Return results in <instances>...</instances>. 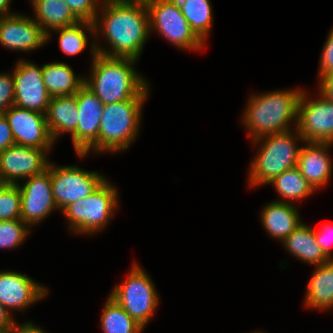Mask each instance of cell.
Here are the masks:
<instances>
[{
    "label": "cell",
    "mask_w": 333,
    "mask_h": 333,
    "mask_svg": "<svg viewBox=\"0 0 333 333\" xmlns=\"http://www.w3.org/2000/svg\"><path fill=\"white\" fill-rule=\"evenodd\" d=\"M147 99H130L104 104L99 128L98 153L127 150L135 140Z\"/></svg>",
    "instance_id": "cell-5"
},
{
    "label": "cell",
    "mask_w": 333,
    "mask_h": 333,
    "mask_svg": "<svg viewBox=\"0 0 333 333\" xmlns=\"http://www.w3.org/2000/svg\"><path fill=\"white\" fill-rule=\"evenodd\" d=\"M117 206V188L106 179L88 197L68 204L61 211L69 222V230L90 235L107 227Z\"/></svg>",
    "instance_id": "cell-6"
},
{
    "label": "cell",
    "mask_w": 333,
    "mask_h": 333,
    "mask_svg": "<svg viewBox=\"0 0 333 333\" xmlns=\"http://www.w3.org/2000/svg\"><path fill=\"white\" fill-rule=\"evenodd\" d=\"M320 94L333 103V73L319 79Z\"/></svg>",
    "instance_id": "cell-36"
},
{
    "label": "cell",
    "mask_w": 333,
    "mask_h": 333,
    "mask_svg": "<svg viewBox=\"0 0 333 333\" xmlns=\"http://www.w3.org/2000/svg\"><path fill=\"white\" fill-rule=\"evenodd\" d=\"M294 129L296 127L252 140L255 144L260 143V147L249 169L251 187L268 185L279 174L297 166L301 150L297 142L302 140L305 144V141L297 129L293 133Z\"/></svg>",
    "instance_id": "cell-4"
},
{
    "label": "cell",
    "mask_w": 333,
    "mask_h": 333,
    "mask_svg": "<svg viewBox=\"0 0 333 333\" xmlns=\"http://www.w3.org/2000/svg\"><path fill=\"white\" fill-rule=\"evenodd\" d=\"M322 227L318 230H315L313 228L314 231V235H315V240L317 242V244L321 247V249L323 250L324 254L330 259L333 260L332 257V244H333V225L329 224V223H324L321 224Z\"/></svg>",
    "instance_id": "cell-34"
},
{
    "label": "cell",
    "mask_w": 333,
    "mask_h": 333,
    "mask_svg": "<svg viewBox=\"0 0 333 333\" xmlns=\"http://www.w3.org/2000/svg\"><path fill=\"white\" fill-rule=\"evenodd\" d=\"M100 7L103 12L101 17L98 13L93 22L94 34L96 38L99 33V36L103 34L110 50L94 43L96 52L108 57L138 61L150 35L147 6L102 3Z\"/></svg>",
    "instance_id": "cell-1"
},
{
    "label": "cell",
    "mask_w": 333,
    "mask_h": 333,
    "mask_svg": "<svg viewBox=\"0 0 333 333\" xmlns=\"http://www.w3.org/2000/svg\"><path fill=\"white\" fill-rule=\"evenodd\" d=\"M144 328L159 304V297L150 276L137 263L123 283L115 285L109 295Z\"/></svg>",
    "instance_id": "cell-7"
},
{
    "label": "cell",
    "mask_w": 333,
    "mask_h": 333,
    "mask_svg": "<svg viewBox=\"0 0 333 333\" xmlns=\"http://www.w3.org/2000/svg\"><path fill=\"white\" fill-rule=\"evenodd\" d=\"M303 90H277L253 94L243 114V124L252 140L297 127L298 102ZM291 127V128H290Z\"/></svg>",
    "instance_id": "cell-3"
},
{
    "label": "cell",
    "mask_w": 333,
    "mask_h": 333,
    "mask_svg": "<svg viewBox=\"0 0 333 333\" xmlns=\"http://www.w3.org/2000/svg\"><path fill=\"white\" fill-rule=\"evenodd\" d=\"M14 93L13 73H0V114L14 105Z\"/></svg>",
    "instance_id": "cell-32"
},
{
    "label": "cell",
    "mask_w": 333,
    "mask_h": 333,
    "mask_svg": "<svg viewBox=\"0 0 333 333\" xmlns=\"http://www.w3.org/2000/svg\"><path fill=\"white\" fill-rule=\"evenodd\" d=\"M31 1L36 17L34 20L47 35V42L50 39L51 30L67 27L80 21L64 0Z\"/></svg>",
    "instance_id": "cell-21"
},
{
    "label": "cell",
    "mask_w": 333,
    "mask_h": 333,
    "mask_svg": "<svg viewBox=\"0 0 333 333\" xmlns=\"http://www.w3.org/2000/svg\"><path fill=\"white\" fill-rule=\"evenodd\" d=\"M16 64L14 105L46 114L51 96L43 83L42 67L21 59Z\"/></svg>",
    "instance_id": "cell-13"
},
{
    "label": "cell",
    "mask_w": 333,
    "mask_h": 333,
    "mask_svg": "<svg viewBox=\"0 0 333 333\" xmlns=\"http://www.w3.org/2000/svg\"><path fill=\"white\" fill-rule=\"evenodd\" d=\"M29 228L21 219L0 221V248L19 247L29 235Z\"/></svg>",
    "instance_id": "cell-30"
},
{
    "label": "cell",
    "mask_w": 333,
    "mask_h": 333,
    "mask_svg": "<svg viewBox=\"0 0 333 333\" xmlns=\"http://www.w3.org/2000/svg\"><path fill=\"white\" fill-rule=\"evenodd\" d=\"M13 333H46L40 327H37L32 322L27 321L22 325L16 324L13 328Z\"/></svg>",
    "instance_id": "cell-38"
},
{
    "label": "cell",
    "mask_w": 333,
    "mask_h": 333,
    "mask_svg": "<svg viewBox=\"0 0 333 333\" xmlns=\"http://www.w3.org/2000/svg\"><path fill=\"white\" fill-rule=\"evenodd\" d=\"M44 149L13 145L0 152V180L18 184V180L39 175L47 170L50 161Z\"/></svg>",
    "instance_id": "cell-14"
},
{
    "label": "cell",
    "mask_w": 333,
    "mask_h": 333,
    "mask_svg": "<svg viewBox=\"0 0 333 333\" xmlns=\"http://www.w3.org/2000/svg\"><path fill=\"white\" fill-rule=\"evenodd\" d=\"M305 143L301 146L297 167L316 191L330 180L332 163L328 150L332 143Z\"/></svg>",
    "instance_id": "cell-18"
},
{
    "label": "cell",
    "mask_w": 333,
    "mask_h": 333,
    "mask_svg": "<svg viewBox=\"0 0 333 333\" xmlns=\"http://www.w3.org/2000/svg\"><path fill=\"white\" fill-rule=\"evenodd\" d=\"M43 83L51 97L74 95L84 85L85 77L77 76L72 67L62 62L44 64Z\"/></svg>",
    "instance_id": "cell-23"
},
{
    "label": "cell",
    "mask_w": 333,
    "mask_h": 333,
    "mask_svg": "<svg viewBox=\"0 0 333 333\" xmlns=\"http://www.w3.org/2000/svg\"><path fill=\"white\" fill-rule=\"evenodd\" d=\"M80 21L94 22L98 14L100 0H64ZM98 8V9H97Z\"/></svg>",
    "instance_id": "cell-31"
},
{
    "label": "cell",
    "mask_w": 333,
    "mask_h": 333,
    "mask_svg": "<svg viewBox=\"0 0 333 333\" xmlns=\"http://www.w3.org/2000/svg\"><path fill=\"white\" fill-rule=\"evenodd\" d=\"M310 100L302 91L298 102L297 131L305 142L333 144V103L321 94Z\"/></svg>",
    "instance_id": "cell-10"
},
{
    "label": "cell",
    "mask_w": 333,
    "mask_h": 333,
    "mask_svg": "<svg viewBox=\"0 0 333 333\" xmlns=\"http://www.w3.org/2000/svg\"><path fill=\"white\" fill-rule=\"evenodd\" d=\"M45 117L54 141L62 133L72 134L79 119L76 94L51 97Z\"/></svg>",
    "instance_id": "cell-20"
},
{
    "label": "cell",
    "mask_w": 333,
    "mask_h": 333,
    "mask_svg": "<svg viewBox=\"0 0 333 333\" xmlns=\"http://www.w3.org/2000/svg\"><path fill=\"white\" fill-rule=\"evenodd\" d=\"M91 43L92 65L84 85L104 104L130 99H147L148 83L135 70L131 58L108 57L98 54Z\"/></svg>",
    "instance_id": "cell-2"
},
{
    "label": "cell",
    "mask_w": 333,
    "mask_h": 333,
    "mask_svg": "<svg viewBox=\"0 0 333 333\" xmlns=\"http://www.w3.org/2000/svg\"><path fill=\"white\" fill-rule=\"evenodd\" d=\"M51 172L52 192L58 209L85 199L93 193L107 178L97 171H86L76 166H54L47 168Z\"/></svg>",
    "instance_id": "cell-9"
},
{
    "label": "cell",
    "mask_w": 333,
    "mask_h": 333,
    "mask_svg": "<svg viewBox=\"0 0 333 333\" xmlns=\"http://www.w3.org/2000/svg\"><path fill=\"white\" fill-rule=\"evenodd\" d=\"M15 145L12 130L4 114H0V152Z\"/></svg>",
    "instance_id": "cell-35"
},
{
    "label": "cell",
    "mask_w": 333,
    "mask_h": 333,
    "mask_svg": "<svg viewBox=\"0 0 333 333\" xmlns=\"http://www.w3.org/2000/svg\"><path fill=\"white\" fill-rule=\"evenodd\" d=\"M21 193V220L29 227L45 219L58 209L52 192L51 172L26 178L24 185L17 184Z\"/></svg>",
    "instance_id": "cell-15"
},
{
    "label": "cell",
    "mask_w": 333,
    "mask_h": 333,
    "mask_svg": "<svg viewBox=\"0 0 333 333\" xmlns=\"http://www.w3.org/2000/svg\"><path fill=\"white\" fill-rule=\"evenodd\" d=\"M14 320L11 312L0 303V330L14 328L16 325Z\"/></svg>",
    "instance_id": "cell-37"
},
{
    "label": "cell",
    "mask_w": 333,
    "mask_h": 333,
    "mask_svg": "<svg viewBox=\"0 0 333 333\" xmlns=\"http://www.w3.org/2000/svg\"><path fill=\"white\" fill-rule=\"evenodd\" d=\"M47 43V35L31 17L12 14L0 19V44L10 50L31 51Z\"/></svg>",
    "instance_id": "cell-16"
},
{
    "label": "cell",
    "mask_w": 333,
    "mask_h": 333,
    "mask_svg": "<svg viewBox=\"0 0 333 333\" xmlns=\"http://www.w3.org/2000/svg\"><path fill=\"white\" fill-rule=\"evenodd\" d=\"M53 31L59 32V44L62 52L69 56L82 52L87 44V31L94 34V24L89 21H79L76 24L59 28Z\"/></svg>",
    "instance_id": "cell-28"
},
{
    "label": "cell",
    "mask_w": 333,
    "mask_h": 333,
    "mask_svg": "<svg viewBox=\"0 0 333 333\" xmlns=\"http://www.w3.org/2000/svg\"><path fill=\"white\" fill-rule=\"evenodd\" d=\"M296 207L285 200L272 201L261 212V222L269 236L283 241L302 222Z\"/></svg>",
    "instance_id": "cell-19"
},
{
    "label": "cell",
    "mask_w": 333,
    "mask_h": 333,
    "mask_svg": "<svg viewBox=\"0 0 333 333\" xmlns=\"http://www.w3.org/2000/svg\"><path fill=\"white\" fill-rule=\"evenodd\" d=\"M180 11L194 32L206 42L209 35L213 11L210 0H176Z\"/></svg>",
    "instance_id": "cell-26"
},
{
    "label": "cell",
    "mask_w": 333,
    "mask_h": 333,
    "mask_svg": "<svg viewBox=\"0 0 333 333\" xmlns=\"http://www.w3.org/2000/svg\"><path fill=\"white\" fill-rule=\"evenodd\" d=\"M47 294L46 287L29 276L9 270L0 272V303L9 312L22 311Z\"/></svg>",
    "instance_id": "cell-17"
},
{
    "label": "cell",
    "mask_w": 333,
    "mask_h": 333,
    "mask_svg": "<svg viewBox=\"0 0 333 333\" xmlns=\"http://www.w3.org/2000/svg\"><path fill=\"white\" fill-rule=\"evenodd\" d=\"M4 116L12 130L15 145L44 149L54 144L45 114L12 105Z\"/></svg>",
    "instance_id": "cell-12"
},
{
    "label": "cell",
    "mask_w": 333,
    "mask_h": 333,
    "mask_svg": "<svg viewBox=\"0 0 333 333\" xmlns=\"http://www.w3.org/2000/svg\"><path fill=\"white\" fill-rule=\"evenodd\" d=\"M269 184L275 186V190L286 200L285 202L302 200L315 191L308 181L301 175L297 166L279 174Z\"/></svg>",
    "instance_id": "cell-27"
},
{
    "label": "cell",
    "mask_w": 333,
    "mask_h": 333,
    "mask_svg": "<svg viewBox=\"0 0 333 333\" xmlns=\"http://www.w3.org/2000/svg\"><path fill=\"white\" fill-rule=\"evenodd\" d=\"M149 0H100V3L108 4H128V5H146Z\"/></svg>",
    "instance_id": "cell-39"
},
{
    "label": "cell",
    "mask_w": 333,
    "mask_h": 333,
    "mask_svg": "<svg viewBox=\"0 0 333 333\" xmlns=\"http://www.w3.org/2000/svg\"><path fill=\"white\" fill-rule=\"evenodd\" d=\"M0 333H13V328L0 330Z\"/></svg>",
    "instance_id": "cell-41"
},
{
    "label": "cell",
    "mask_w": 333,
    "mask_h": 333,
    "mask_svg": "<svg viewBox=\"0 0 333 333\" xmlns=\"http://www.w3.org/2000/svg\"><path fill=\"white\" fill-rule=\"evenodd\" d=\"M11 0H0V19H2L3 17L15 14V13H10L8 12L9 9V5H10Z\"/></svg>",
    "instance_id": "cell-40"
},
{
    "label": "cell",
    "mask_w": 333,
    "mask_h": 333,
    "mask_svg": "<svg viewBox=\"0 0 333 333\" xmlns=\"http://www.w3.org/2000/svg\"><path fill=\"white\" fill-rule=\"evenodd\" d=\"M305 305L320 310L333 306V260L316 266L307 286Z\"/></svg>",
    "instance_id": "cell-24"
},
{
    "label": "cell",
    "mask_w": 333,
    "mask_h": 333,
    "mask_svg": "<svg viewBox=\"0 0 333 333\" xmlns=\"http://www.w3.org/2000/svg\"><path fill=\"white\" fill-rule=\"evenodd\" d=\"M150 33L157 31L179 49L200 50L205 42L194 32L176 0H149Z\"/></svg>",
    "instance_id": "cell-8"
},
{
    "label": "cell",
    "mask_w": 333,
    "mask_h": 333,
    "mask_svg": "<svg viewBox=\"0 0 333 333\" xmlns=\"http://www.w3.org/2000/svg\"><path fill=\"white\" fill-rule=\"evenodd\" d=\"M319 64L320 79L333 73V28L331 29L323 47Z\"/></svg>",
    "instance_id": "cell-33"
},
{
    "label": "cell",
    "mask_w": 333,
    "mask_h": 333,
    "mask_svg": "<svg viewBox=\"0 0 333 333\" xmlns=\"http://www.w3.org/2000/svg\"><path fill=\"white\" fill-rule=\"evenodd\" d=\"M21 219V193L17 184L0 185V221Z\"/></svg>",
    "instance_id": "cell-29"
},
{
    "label": "cell",
    "mask_w": 333,
    "mask_h": 333,
    "mask_svg": "<svg viewBox=\"0 0 333 333\" xmlns=\"http://www.w3.org/2000/svg\"><path fill=\"white\" fill-rule=\"evenodd\" d=\"M100 317L104 333H141L144 328L110 296Z\"/></svg>",
    "instance_id": "cell-25"
},
{
    "label": "cell",
    "mask_w": 333,
    "mask_h": 333,
    "mask_svg": "<svg viewBox=\"0 0 333 333\" xmlns=\"http://www.w3.org/2000/svg\"><path fill=\"white\" fill-rule=\"evenodd\" d=\"M282 243L294 257L315 267L330 261L317 244L313 228L303 222Z\"/></svg>",
    "instance_id": "cell-22"
},
{
    "label": "cell",
    "mask_w": 333,
    "mask_h": 333,
    "mask_svg": "<svg viewBox=\"0 0 333 333\" xmlns=\"http://www.w3.org/2000/svg\"><path fill=\"white\" fill-rule=\"evenodd\" d=\"M79 119L71 134L74 149L83 158L92 150L98 153V137L104 103L85 85L76 93Z\"/></svg>",
    "instance_id": "cell-11"
}]
</instances>
